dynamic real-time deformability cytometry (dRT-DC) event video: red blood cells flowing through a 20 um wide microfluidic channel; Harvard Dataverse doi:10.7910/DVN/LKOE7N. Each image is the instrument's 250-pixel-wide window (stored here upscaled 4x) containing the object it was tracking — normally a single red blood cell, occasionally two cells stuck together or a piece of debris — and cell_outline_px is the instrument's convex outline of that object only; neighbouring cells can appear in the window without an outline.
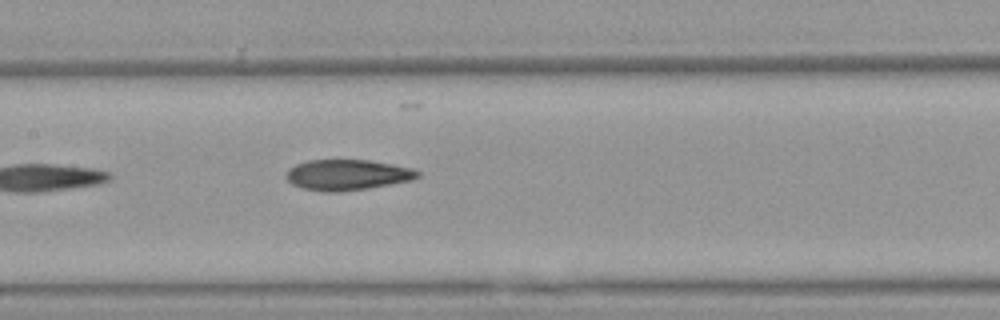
{"species": "Egyptian fruit bat (a non-hibernating species)", "species_latin": "Rousettus aegyptiacus", "temperature_condition": "warm", "stored_images_in_passage": 4, "camera_frame_rate_fps": 3000, "um_per_image_px": 0.085, "animal": {"sex": "female"}, "frame": {"image": 1, "passage_image": 4, "time_ms": 1.0, "image_size_px": [1000, 320], "cell_outline_px": [[420, 176], [412, 180], [368, 188], [340, 192], [324, 192], [304, 188], [292, 184], [284, 176], [288, 168], [296, 164], [308, 160], [368, 160], [392, 164], [412, 168], [420, 172]], "centroid_in_image_um": [29.5, 14.86], "position_along_channel_um": 177.9, "area_um2": 23.52}}